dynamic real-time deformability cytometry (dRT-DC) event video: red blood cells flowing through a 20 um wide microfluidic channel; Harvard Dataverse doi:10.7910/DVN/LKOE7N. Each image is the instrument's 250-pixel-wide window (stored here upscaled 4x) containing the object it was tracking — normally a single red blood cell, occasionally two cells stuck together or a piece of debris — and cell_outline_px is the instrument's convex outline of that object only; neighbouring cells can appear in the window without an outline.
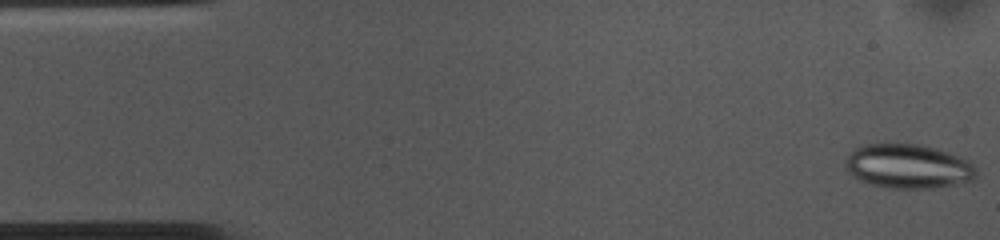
{"species": "common noctule bat (a hibernating species)", "species_latin": "Nyctalus noctula", "temperature_condition": "cold", "stored_images_in_passage": 53, "camera_frame_rate_fps": 3000, "um_per_image_px": 0.085, "animal": {"sex": "female", "body_mass_g": 10.0, "forearm_length_mm": 53.1}, "frame": {"image": 1, "passage_image": 1, "time_ms": 0.0, "image_size_px": [1000, 240], "cell_outline_px": [[976, 176], [972, 180], [936, 188], [892, 188], [872, 184], [860, 180], [852, 176], [844, 168], [844, 160], [860, 144], [920, 144], [936, 148], [968, 160], [976, 168]], "centroid_in_image_um": [77.16, 14.13], "position_along_channel_um": 7.8, "area_um2": 33.7}}
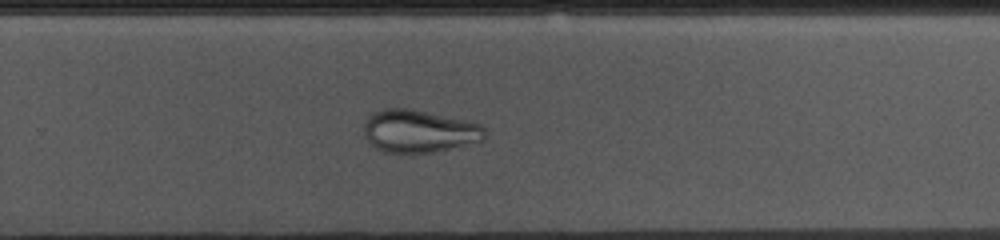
{"frame": {"image": 2, "passage_image": 34, "time_ms": 11.0, "image_size_px": [1000, 240], "cell_outline_px": [[484, 140], [436, 152], [384, 152], [376, 148], [364, 136], [364, 124], [368, 116], [384, 108], [408, 108], [464, 120], [480, 124], [484, 128]], "centroid_in_image_um": [35.6, 11.15], "position_along_channel_um": 294.2, "area_um2": 29.71}}
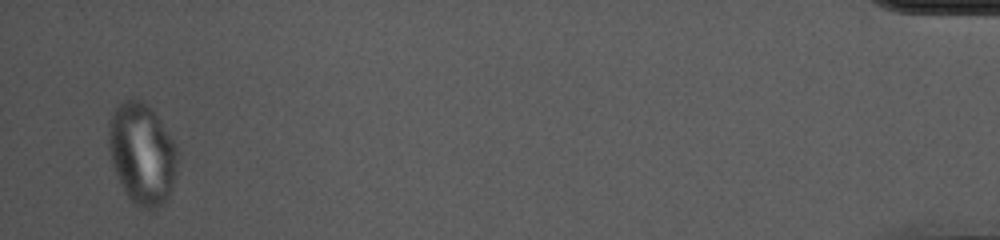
{"frame": {"image": 3, "passage_image": 52, "time_ms": 17.0, "image_size_px": [1000, 240], "cell_outline_px": [[176, 172], [172, 188], [168, 196], [156, 208], [148, 212], [140, 208], [128, 196], [112, 164], [108, 148], [108, 124], [112, 112], [124, 100], [132, 96], [148, 104], [168, 132], [176, 144]], "centroid_in_image_um": [12.06, 13.03], "position_along_channel_um": 423.1, "area_um2": 40.52}}